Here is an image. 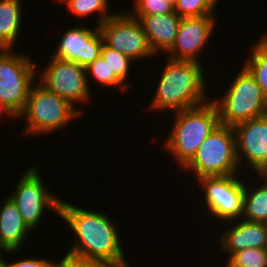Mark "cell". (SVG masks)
<instances>
[{
	"mask_svg": "<svg viewBox=\"0 0 267 267\" xmlns=\"http://www.w3.org/2000/svg\"><path fill=\"white\" fill-rule=\"evenodd\" d=\"M173 127L167 135L163 148L171 154L174 163L182 169L196 154L203 141L220 125L216 104L207 103L173 112Z\"/></svg>",
	"mask_w": 267,
	"mask_h": 267,
	"instance_id": "3957f363",
	"label": "cell"
},
{
	"mask_svg": "<svg viewBox=\"0 0 267 267\" xmlns=\"http://www.w3.org/2000/svg\"><path fill=\"white\" fill-rule=\"evenodd\" d=\"M216 19L215 15L182 18L175 42L171 49L165 53L168 55L166 58L202 63L199 57L213 36Z\"/></svg>",
	"mask_w": 267,
	"mask_h": 267,
	"instance_id": "7c38bea8",
	"label": "cell"
},
{
	"mask_svg": "<svg viewBox=\"0 0 267 267\" xmlns=\"http://www.w3.org/2000/svg\"><path fill=\"white\" fill-rule=\"evenodd\" d=\"M6 114V116L10 117L12 120H14L15 118L6 110V108L0 103V116L2 117V115Z\"/></svg>",
	"mask_w": 267,
	"mask_h": 267,
	"instance_id": "4dcf8cb0",
	"label": "cell"
},
{
	"mask_svg": "<svg viewBox=\"0 0 267 267\" xmlns=\"http://www.w3.org/2000/svg\"><path fill=\"white\" fill-rule=\"evenodd\" d=\"M13 50L0 49V103L18 120L37 81V65L28 56L30 53Z\"/></svg>",
	"mask_w": 267,
	"mask_h": 267,
	"instance_id": "52a82bcc",
	"label": "cell"
},
{
	"mask_svg": "<svg viewBox=\"0 0 267 267\" xmlns=\"http://www.w3.org/2000/svg\"><path fill=\"white\" fill-rule=\"evenodd\" d=\"M4 199L0 208V249L20 251L32 232L23 221L16 204L9 196Z\"/></svg>",
	"mask_w": 267,
	"mask_h": 267,
	"instance_id": "e0dca14e",
	"label": "cell"
},
{
	"mask_svg": "<svg viewBox=\"0 0 267 267\" xmlns=\"http://www.w3.org/2000/svg\"><path fill=\"white\" fill-rule=\"evenodd\" d=\"M258 186L244 184L243 214L241 219L264 223L267 220V180L259 178ZM248 186V187H247ZM256 187V188H255Z\"/></svg>",
	"mask_w": 267,
	"mask_h": 267,
	"instance_id": "d6986e66",
	"label": "cell"
},
{
	"mask_svg": "<svg viewBox=\"0 0 267 267\" xmlns=\"http://www.w3.org/2000/svg\"><path fill=\"white\" fill-rule=\"evenodd\" d=\"M99 29L107 47L125 54L133 61L138 60V66L141 59L155 56L149 47L142 24L130 13H114Z\"/></svg>",
	"mask_w": 267,
	"mask_h": 267,
	"instance_id": "8fae6325",
	"label": "cell"
},
{
	"mask_svg": "<svg viewBox=\"0 0 267 267\" xmlns=\"http://www.w3.org/2000/svg\"><path fill=\"white\" fill-rule=\"evenodd\" d=\"M140 21L154 55L168 52L173 46L181 21L176 13L133 16ZM161 51V52H160Z\"/></svg>",
	"mask_w": 267,
	"mask_h": 267,
	"instance_id": "2e32d148",
	"label": "cell"
},
{
	"mask_svg": "<svg viewBox=\"0 0 267 267\" xmlns=\"http://www.w3.org/2000/svg\"><path fill=\"white\" fill-rule=\"evenodd\" d=\"M166 2H168L170 5H172L173 7L176 6L178 0H165Z\"/></svg>",
	"mask_w": 267,
	"mask_h": 267,
	"instance_id": "1f68e13d",
	"label": "cell"
},
{
	"mask_svg": "<svg viewBox=\"0 0 267 267\" xmlns=\"http://www.w3.org/2000/svg\"><path fill=\"white\" fill-rule=\"evenodd\" d=\"M225 267H267V248H246L234 252Z\"/></svg>",
	"mask_w": 267,
	"mask_h": 267,
	"instance_id": "cb8c5ba5",
	"label": "cell"
},
{
	"mask_svg": "<svg viewBox=\"0 0 267 267\" xmlns=\"http://www.w3.org/2000/svg\"><path fill=\"white\" fill-rule=\"evenodd\" d=\"M234 78L228 83L230 85L224 96L211 99L218 108L220 124L233 127L237 123L267 115V97L251 74L241 66Z\"/></svg>",
	"mask_w": 267,
	"mask_h": 267,
	"instance_id": "8992f818",
	"label": "cell"
},
{
	"mask_svg": "<svg viewBox=\"0 0 267 267\" xmlns=\"http://www.w3.org/2000/svg\"><path fill=\"white\" fill-rule=\"evenodd\" d=\"M44 68L40 71L37 65V79H40L37 81L47 90L69 101L74 107L91 100L92 86L88 85L85 67L51 57Z\"/></svg>",
	"mask_w": 267,
	"mask_h": 267,
	"instance_id": "30bf717a",
	"label": "cell"
},
{
	"mask_svg": "<svg viewBox=\"0 0 267 267\" xmlns=\"http://www.w3.org/2000/svg\"><path fill=\"white\" fill-rule=\"evenodd\" d=\"M60 260V261H59ZM53 261V267H111L110 265L68 251L62 259Z\"/></svg>",
	"mask_w": 267,
	"mask_h": 267,
	"instance_id": "4316f807",
	"label": "cell"
},
{
	"mask_svg": "<svg viewBox=\"0 0 267 267\" xmlns=\"http://www.w3.org/2000/svg\"><path fill=\"white\" fill-rule=\"evenodd\" d=\"M109 2V0H64L62 4L67 6L69 13L79 18H85L97 12L96 26L99 27L114 14V11L111 13V9L108 8L111 6Z\"/></svg>",
	"mask_w": 267,
	"mask_h": 267,
	"instance_id": "44dd1931",
	"label": "cell"
},
{
	"mask_svg": "<svg viewBox=\"0 0 267 267\" xmlns=\"http://www.w3.org/2000/svg\"><path fill=\"white\" fill-rule=\"evenodd\" d=\"M64 0H56L57 3H62Z\"/></svg>",
	"mask_w": 267,
	"mask_h": 267,
	"instance_id": "836d02e7",
	"label": "cell"
},
{
	"mask_svg": "<svg viewBox=\"0 0 267 267\" xmlns=\"http://www.w3.org/2000/svg\"><path fill=\"white\" fill-rule=\"evenodd\" d=\"M132 16L165 15L175 13L174 7L165 0H132Z\"/></svg>",
	"mask_w": 267,
	"mask_h": 267,
	"instance_id": "484cf974",
	"label": "cell"
},
{
	"mask_svg": "<svg viewBox=\"0 0 267 267\" xmlns=\"http://www.w3.org/2000/svg\"><path fill=\"white\" fill-rule=\"evenodd\" d=\"M101 56L105 59L110 70L113 71L114 75L128 88L130 83L127 81L129 78V72H132L133 60L127 57L125 54L118 52L110 47L103 44L101 49ZM131 67V68H130ZM131 70V71H130Z\"/></svg>",
	"mask_w": 267,
	"mask_h": 267,
	"instance_id": "603a6c76",
	"label": "cell"
},
{
	"mask_svg": "<svg viewBox=\"0 0 267 267\" xmlns=\"http://www.w3.org/2000/svg\"><path fill=\"white\" fill-rule=\"evenodd\" d=\"M238 174L218 177H206L198 180L208 215L216 222L241 219L243 214V196L245 182ZM242 180V181H241ZM204 194V195H203ZM210 213V214H209ZM224 220V221H222Z\"/></svg>",
	"mask_w": 267,
	"mask_h": 267,
	"instance_id": "9c48e42d",
	"label": "cell"
},
{
	"mask_svg": "<svg viewBox=\"0 0 267 267\" xmlns=\"http://www.w3.org/2000/svg\"><path fill=\"white\" fill-rule=\"evenodd\" d=\"M82 25V26H81ZM58 39L59 42L51 57L75 62L83 67L94 62L100 55L104 44L98 26L89 29L81 23L67 28Z\"/></svg>",
	"mask_w": 267,
	"mask_h": 267,
	"instance_id": "4fadbf2b",
	"label": "cell"
},
{
	"mask_svg": "<svg viewBox=\"0 0 267 267\" xmlns=\"http://www.w3.org/2000/svg\"><path fill=\"white\" fill-rule=\"evenodd\" d=\"M218 0H178L175 13L181 18L215 15Z\"/></svg>",
	"mask_w": 267,
	"mask_h": 267,
	"instance_id": "d4e9b609",
	"label": "cell"
},
{
	"mask_svg": "<svg viewBox=\"0 0 267 267\" xmlns=\"http://www.w3.org/2000/svg\"><path fill=\"white\" fill-rule=\"evenodd\" d=\"M119 267H131V265H129V263H127V264H124V265L119 266Z\"/></svg>",
	"mask_w": 267,
	"mask_h": 267,
	"instance_id": "d6a6232c",
	"label": "cell"
},
{
	"mask_svg": "<svg viewBox=\"0 0 267 267\" xmlns=\"http://www.w3.org/2000/svg\"><path fill=\"white\" fill-rule=\"evenodd\" d=\"M264 226H265V228L267 230V220L264 222Z\"/></svg>",
	"mask_w": 267,
	"mask_h": 267,
	"instance_id": "e575fe53",
	"label": "cell"
},
{
	"mask_svg": "<svg viewBox=\"0 0 267 267\" xmlns=\"http://www.w3.org/2000/svg\"><path fill=\"white\" fill-rule=\"evenodd\" d=\"M166 64L158 79L155 93L148 110L181 111L207 103L209 87L206 85V73L203 64L196 61L172 60L167 58Z\"/></svg>",
	"mask_w": 267,
	"mask_h": 267,
	"instance_id": "7a4b0ae2",
	"label": "cell"
},
{
	"mask_svg": "<svg viewBox=\"0 0 267 267\" xmlns=\"http://www.w3.org/2000/svg\"><path fill=\"white\" fill-rule=\"evenodd\" d=\"M84 109L47 90L36 81L29 92L24 111L18 116L25 119L24 135L40 136L61 131L74 119L83 116Z\"/></svg>",
	"mask_w": 267,
	"mask_h": 267,
	"instance_id": "277c9868",
	"label": "cell"
},
{
	"mask_svg": "<svg viewBox=\"0 0 267 267\" xmlns=\"http://www.w3.org/2000/svg\"><path fill=\"white\" fill-rule=\"evenodd\" d=\"M225 225L230 228L222 231L218 241L220 249L227 253V259L242 249L267 248V230L264 223L238 219L227 221Z\"/></svg>",
	"mask_w": 267,
	"mask_h": 267,
	"instance_id": "9a60e30c",
	"label": "cell"
},
{
	"mask_svg": "<svg viewBox=\"0 0 267 267\" xmlns=\"http://www.w3.org/2000/svg\"><path fill=\"white\" fill-rule=\"evenodd\" d=\"M39 170L35 165L28 167L20 180L16 181L14 192L9 195L31 231L42 222L46 209L54 211L58 216L60 211L61 198L50 192V188L48 190Z\"/></svg>",
	"mask_w": 267,
	"mask_h": 267,
	"instance_id": "ba28073f",
	"label": "cell"
},
{
	"mask_svg": "<svg viewBox=\"0 0 267 267\" xmlns=\"http://www.w3.org/2000/svg\"><path fill=\"white\" fill-rule=\"evenodd\" d=\"M254 171L258 178H263L267 174V154L265 160Z\"/></svg>",
	"mask_w": 267,
	"mask_h": 267,
	"instance_id": "f1b7e54d",
	"label": "cell"
},
{
	"mask_svg": "<svg viewBox=\"0 0 267 267\" xmlns=\"http://www.w3.org/2000/svg\"><path fill=\"white\" fill-rule=\"evenodd\" d=\"M21 0H0V49H13L22 24Z\"/></svg>",
	"mask_w": 267,
	"mask_h": 267,
	"instance_id": "ac0fdd59",
	"label": "cell"
},
{
	"mask_svg": "<svg viewBox=\"0 0 267 267\" xmlns=\"http://www.w3.org/2000/svg\"><path fill=\"white\" fill-rule=\"evenodd\" d=\"M243 67L251 74L267 97V33L250 46Z\"/></svg>",
	"mask_w": 267,
	"mask_h": 267,
	"instance_id": "ffe728a7",
	"label": "cell"
},
{
	"mask_svg": "<svg viewBox=\"0 0 267 267\" xmlns=\"http://www.w3.org/2000/svg\"><path fill=\"white\" fill-rule=\"evenodd\" d=\"M233 130L240 168L245 162L253 172L267 154V115L237 123Z\"/></svg>",
	"mask_w": 267,
	"mask_h": 267,
	"instance_id": "5bb4252c",
	"label": "cell"
},
{
	"mask_svg": "<svg viewBox=\"0 0 267 267\" xmlns=\"http://www.w3.org/2000/svg\"><path fill=\"white\" fill-rule=\"evenodd\" d=\"M86 76L88 85H90L89 80L92 81L96 80L95 82L98 83L101 87L106 88H119L120 92H124L128 88L114 75L113 71L110 70L105 59L100 55L94 62L88 64L85 67ZM90 75V76H89ZM90 77V79L88 78ZM92 77V78H91Z\"/></svg>",
	"mask_w": 267,
	"mask_h": 267,
	"instance_id": "7402d4cb",
	"label": "cell"
},
{
	"mask_svg": "<svg viewBox=\"0 0 267 267\" xmlns=\"http://www.w3.org/2000/svg\"><path fill=\"white\" fill-rule=\"evenodd\" d=\"M59 216L74 232L72 234L75 239L68 251L111 267L129 263L123 251L117 224L107 213L87 210L61 199Z\"/></svg>",
	"mask_w": 267,
	"mask_h": 267,
	"instance_id": "6da1fadb",
	"label": "cell"
},
{
	"mask_svg": "<svg viewBox=\"0 0 267 267\" xmlns=\"http://www.w3.org/2000/svg\"><path fill=\"white\" fill-rule=\"evenodd\" d=\"M32 256L25 259H16L14 261H7L5 267H53V260L50 261L42 258H31Z\"/></svg>",
	"mask_w": 267,
	"mask_h": 267,
	"instance_id": "83f0119b",
	"label": "cell"
},
{
	"mask_svg": "<svg viewBox=\"0 0 267 267\" xmlns=\"http://www.w3.org/2000/svg\"><path fill=\"white\" fill-rule=\"evenodd\" d=\"M182 169L194 173L197 181L206 177L240 175L233 127L220 124Z\"/></svg>",
	"mask_w": 267,
	"mask_h": 267,
	"instance_id": "5b68a950",
	"label": "cell"
},
{
	"mask_svg": "<svg viewBox=\"0 0 267 267\" xmlns=\"http://www.w3.org/2000/svg\"><path fill=\"white\" fill-rule=\"evenodd\" d=\"M15 252H19L18 250H5V249H0V267H5L6 266V261L5 259H3L4 254L9 255V254H13Z\"/></svg>",
	"mask_w": 267,
	"mask_h": 267,
	"instance_id": "f546056e",
	"label": "cell"
}]
</instances>
